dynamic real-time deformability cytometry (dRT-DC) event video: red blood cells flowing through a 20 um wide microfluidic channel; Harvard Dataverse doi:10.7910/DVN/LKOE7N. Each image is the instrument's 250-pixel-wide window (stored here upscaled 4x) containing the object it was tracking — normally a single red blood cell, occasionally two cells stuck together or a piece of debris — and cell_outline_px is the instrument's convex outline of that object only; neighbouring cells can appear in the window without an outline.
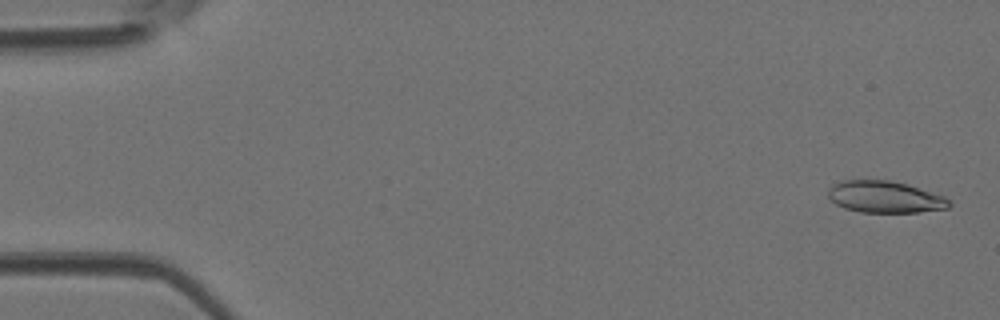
{"species": "Egyptian fruit bat (a non-hibernating species)", "species_latin": "Rousettus aegyptiacus", "temperature_condition": "room temperature", "stored_images_in_passage": 3, "camera_frame_rate_fps": 3000, "um_per_image_px": 0.085, "animal": {"sex": "female"}, "frame": {"image": 1, "passage_image": 2, "time_ms": 0.333, "image_size_px": [1000, 320], "cell_outline_px": [[952, 204], [948, 208], [920, 212], [860, 212], [844, 208], [836, 204], [828, 196], [828, 188], [832, 184], [840, 180], [888, 180], [908, 184], [944, 196], [952, 200]], "centroid_in_image_um": [75.23, 16.73], "position_along_channel_um": 9.8, "area_um2": 22.6}}